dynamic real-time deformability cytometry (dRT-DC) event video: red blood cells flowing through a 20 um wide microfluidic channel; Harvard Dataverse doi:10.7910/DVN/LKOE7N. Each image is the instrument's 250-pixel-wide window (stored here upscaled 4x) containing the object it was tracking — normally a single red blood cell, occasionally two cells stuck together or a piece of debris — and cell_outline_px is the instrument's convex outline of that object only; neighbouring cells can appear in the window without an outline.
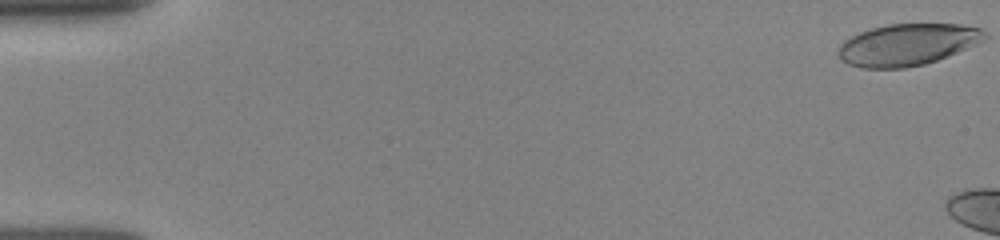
{"species": "human", "species_latin": "Homo sapiens", "temperature_condition": "room temperature", "stored_images_in_passage": 5, "camera_frame_rate_fps": 3000, "um_per_image_px": 0.085, "donor": {"sex": "female"}, "frame": {"image": 1, "passage_image": 1, "time_ms": 0.0, "image_size_px": [1000, 240], "cell_outline_px": [[976, 28], [952, 52], [944, 56], [920, 64], [892, 68], [872, 68], [856, 64], [844, 48], [844, 44], [848, 40], [864, 32], [896, 24], [952, 24]], "centroid_in_image_um": [76.96, 3.78], "position_along_channel_um": 8.0, "area_um2": 30.06}}